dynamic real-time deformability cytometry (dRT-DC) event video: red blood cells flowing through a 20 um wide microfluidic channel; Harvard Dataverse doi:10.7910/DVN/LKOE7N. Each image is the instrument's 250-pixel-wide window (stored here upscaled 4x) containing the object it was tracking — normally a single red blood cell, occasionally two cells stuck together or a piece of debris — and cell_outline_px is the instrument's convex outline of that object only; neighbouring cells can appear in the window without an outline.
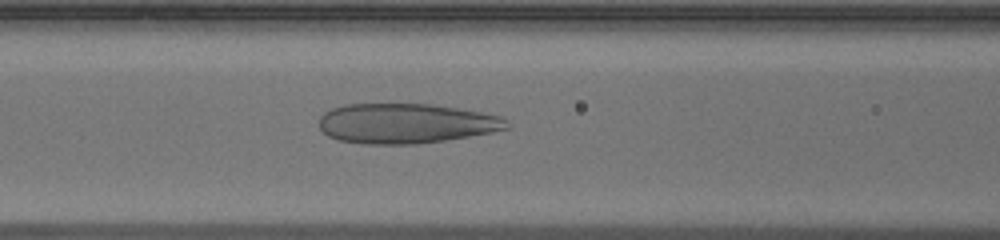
{"species": "human", "species_latin": "Homo sapiens", "temperature_condition": "warm", "stored_images_in_passage": 50, "camera_frame_rate_fps": 3000, "um_per_image_px": 0.085, "donor": {"sex": "male"}, "frame": {"image": 1, "passage_image": 20, "time_ms": 6.333, "image_size_px": [1000, 240], "cell_outline_px": [[512, 128], [492, 132], [444, 140], [416, 144], [364, 144], [340, 140], [328, 136], [320, 128], [320, 116], [324, 112], [332, 108], [344, 104], [432, 104], [480, 112], [500, 116], [508, 120], [512, 124]], "centroid_in_image_um": [34.52, 10.49], "position_along_channel_um": 132.1, "area_um2": 43.75}}
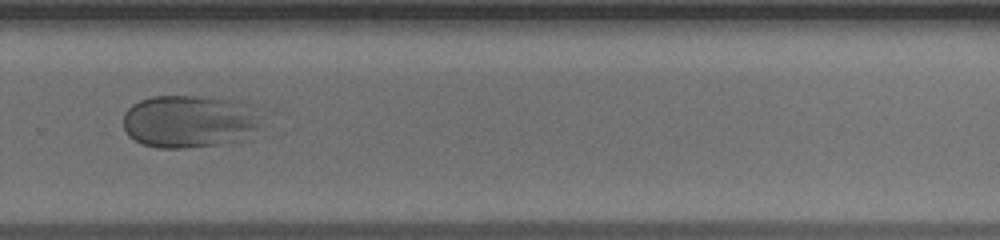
{"frame": {"image": 2, "passage_image": 34, "time_ms": 11.0, "image_size_px": [1000, 240], "cell_outline_px": [[264, 116], [260, 124], [228, 144], [184, 148], [160, 148], [144, 144], [128, 136], [124, 128], [124, 112], [132, 104], [140, 100], [152, 96], [200, 96], [232, 100], [256, 104], [264, 108]], "centroid_in_image_um": [16.15, 10.28], "position_along_channel_um": 313.7, "area_um2": 43.0}}
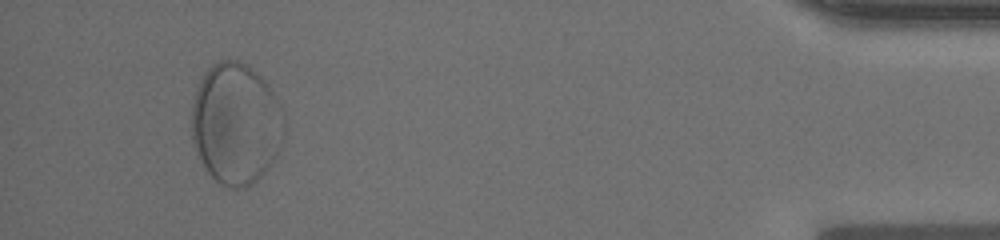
{"frame": {"image": 3, "passage_image": 47, "time_ms": 15.333, "image_size_px": [1000, 240], "cell_outline_px": [[280, 108], [276, 152], [268, 168], [256, 180], [240, 188], [228, 188], [216, 180], [204, 168], [196, 152], [192, 140], [192, 100], [196, 88], [204, 72], [212, 64], [220, 60], [240, 60], [248, 64], [268, 84], [280, 104]], "centroid_in_image_um": [19.95, 10.47], "position_along_channel_um": 415.3, "area_um2": 64.22}}